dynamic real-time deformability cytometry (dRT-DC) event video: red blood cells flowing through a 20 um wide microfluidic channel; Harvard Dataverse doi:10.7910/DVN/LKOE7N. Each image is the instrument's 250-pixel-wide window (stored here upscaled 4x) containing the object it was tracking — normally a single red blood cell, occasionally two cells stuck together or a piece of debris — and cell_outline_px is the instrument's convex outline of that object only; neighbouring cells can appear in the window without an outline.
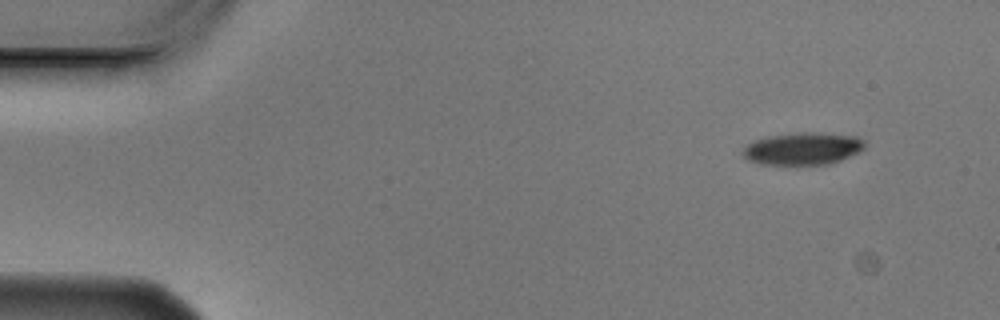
{"species": "Egyptian fruit bat (a non-hibernating species)", "species_latin": "Rousettus aegyptiacus", "temperature_condition": "cold", "stored_images_in_passage": 4, "camera_frame_rate_fps": 3000, "um_per_image_px": 0.085, "animal": {"sex": "male"}, "frame": {"image": 1, "passage_image": 1, "time_ms": 0.0, "image_size_px": [1000, 320], "cell_outline_px": [[864, 148], [840, 160], [828, 164], [796, 168], [760, 164], [748, 160], [744, 156], [744, 148], [748, 144], [756, 140], [772, 136], [800, 132], [812, 132], [856, 136], [864, 140]], "centroid_in_image_um": [68.21, 12.69], "position_along_channel_um": 16.8, "area_um2": 23.41}}
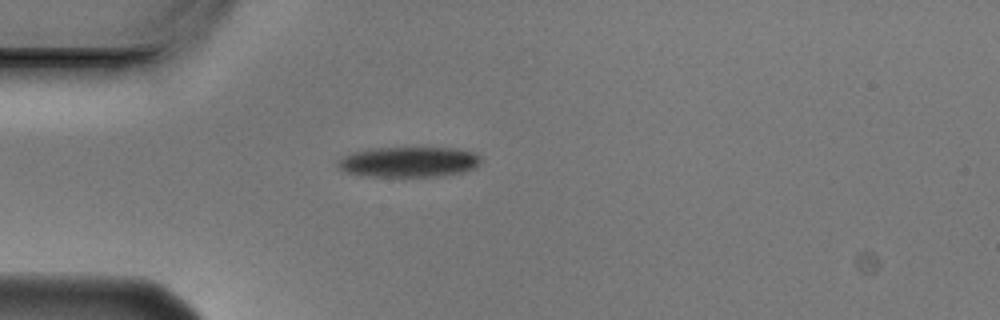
{"frame": {"image": 2, "passage_image": 3, "time_ms": 0.667, "image_size_px": [1000, 320], "cell_outline_px": [[480, 160], [476, 168], [460, 172], [436, 176], [364, 176], [344, 172], [336, 164], [336, 160], [352, 152], [372, 148], [460, 148], [476, 152], [480, 156]], "centroid_in_image_um": [34.73, 13.75], "position_along_channel_um": 50.3, "area_um2": 25.37}}